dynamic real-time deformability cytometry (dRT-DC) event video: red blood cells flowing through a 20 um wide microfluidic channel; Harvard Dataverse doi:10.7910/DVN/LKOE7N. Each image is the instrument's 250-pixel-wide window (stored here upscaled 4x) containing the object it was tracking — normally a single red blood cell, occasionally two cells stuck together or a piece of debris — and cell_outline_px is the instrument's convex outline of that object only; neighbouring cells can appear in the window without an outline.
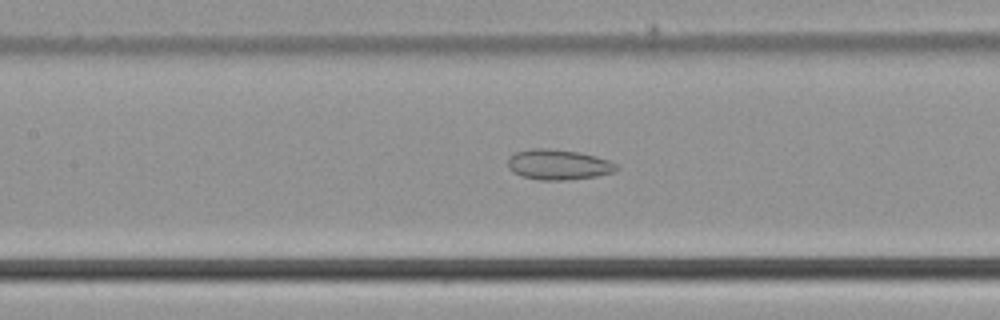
{"species": "common noctule bat (a hibernating species)", "species_latin": "Nyctalus noctula", "temperature_condition": "cold", "stored_images_in_passage": 38, "camera_frame_rate_fps": 3000, "um_per_image_px": 0.085, "animal": {"sex": "male", "body_mass_g": 21.5, "forearm_length_mm": 52.0}, "frame": {"image": 1, "passage_image": 11, "time_ms": 3.333, "image_size_px": [1000, 320], "cell_outline_px": [[620, 168], [616, 172], [596, 176], [568, 180], [536, 180], [520, 176], [512, 172], [508, 168], [508, 156], [516, 152], [532, 148], [548, 148], [576, 152], [596, 156], [608, 160], [616, 164]], "centroid_in_image_um": [47.44, 14.0], "position_along_channel_um": 160.0, "area_um2": 19.42}}
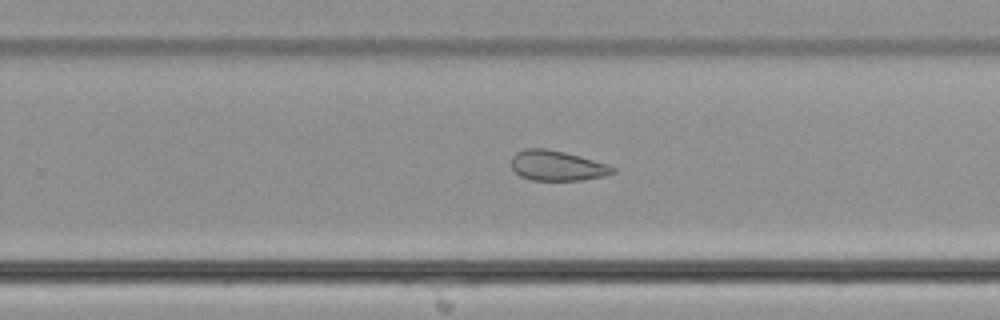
{"frame": {"image": 2, "passage_image": 20, "time_ms": 6.333, "image_size_px": [1000, 320], "cell_outline_px": [[616, 172], [604, 176], [580, 180], [532, 180], [520, 176], [512, 168], [512, 156], [516, 152], [524, 148], [544, 148], [564, 152], [580, 156], [616, 168]], "centroid_in_image_um": [47.32, 14.08], "position_along_channel_um": 282.5, "area_um2": 17.63}}
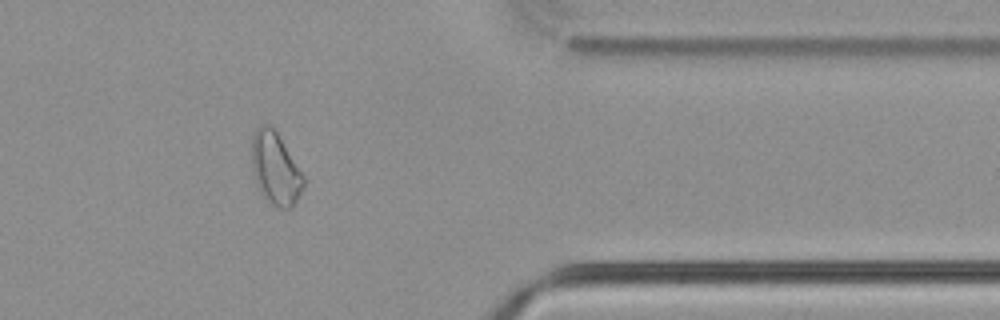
{"frame": {"image": 3, "passage_image": 29, "time_ms": 9.333, "image_size_px": [1000, 320], "cell_outline_px": [[304, 184], [292, 208], [276, 208], [264, 196], [256, 184], [252, 168], [252, 132], [260, 124], [268, 124], [276, 132], [304, 176]], "centroid_in_image_um": [23.38, 14.32], "position_along_channel_um": 388.0, "area_um2": 21.5}}